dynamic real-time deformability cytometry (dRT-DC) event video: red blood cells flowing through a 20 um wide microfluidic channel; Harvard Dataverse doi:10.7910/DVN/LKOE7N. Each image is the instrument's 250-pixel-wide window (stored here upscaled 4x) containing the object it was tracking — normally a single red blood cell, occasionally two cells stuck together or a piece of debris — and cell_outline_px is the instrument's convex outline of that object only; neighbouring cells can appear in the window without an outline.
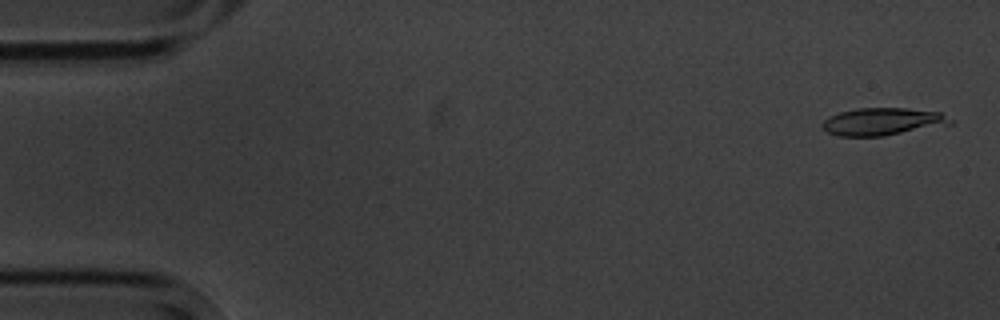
{"species": "common noctule bat (a hibernating species)", "species_latin": "Nyctalus noctula", "temperature_condition": "cold", "stored_images_in_passage": 5, "camera_frame_rate_fps": 3000, "um_per_image_px": 0.085, "animal": {"sex": "male", "body_mass_g": 20.1, "forearm_length_mm": 53.5}, "frame": {"image": 1, "passage_image": 1, "time_ms": 0.0, "image_size_px": [1000, 320], "cell_outline_px": [[956, 120], [952, 124], [884, 136], [836, 136], [820, 128], [820, 124], [828, 116], [840, 112], [856, 108], [904, 108], [940, 112]], "centroid_in_image_um": [75.01, 10.34], "position_along_channel_um": 10.0, "area_um2": 20.81}}
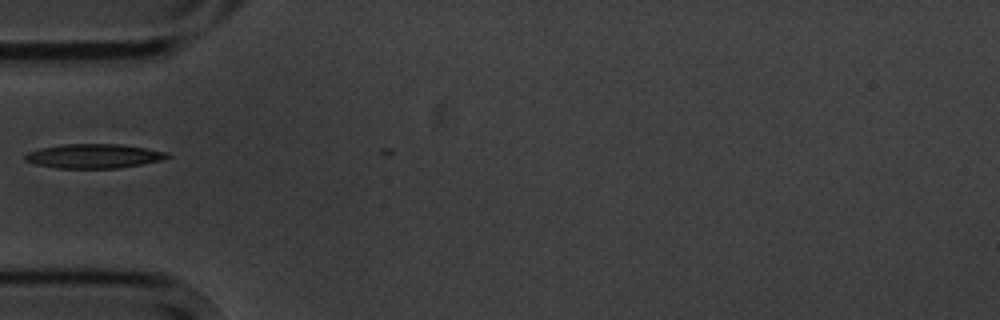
{"frame": {"image": 2, "passage_image": 5, "time_ms": 5.333, "image_size_px": [1000, 320], "cell_outline_px": [[172, 156], [160, 160], [140, 164], [116, 168], [56, 168], [36, 164], [24, 160], [24, 156], [28, 152], [40, 148], [64, 144], [120, 144], [168, 152]], "centroid_in_image_um": [7.95, 13.26], "position_along_channel_um": 77.1, "area_um2": 19.94}}